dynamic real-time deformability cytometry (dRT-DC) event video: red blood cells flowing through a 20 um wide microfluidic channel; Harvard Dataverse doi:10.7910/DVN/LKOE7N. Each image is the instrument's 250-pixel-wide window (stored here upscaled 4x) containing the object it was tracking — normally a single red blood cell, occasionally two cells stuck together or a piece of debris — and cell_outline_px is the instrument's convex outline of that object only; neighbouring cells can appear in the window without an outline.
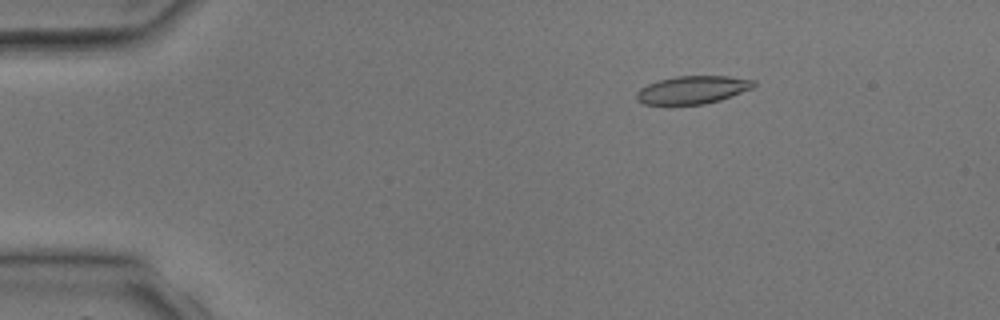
{"species": "common noctule bat (a hibernating species)", "species_latin": "Nyctalus noctula", "temperature_condition": "room temperature", "stored_images_in_passage": 3, "camera_frame_rate_fps": 3000, "um_per_image_px": 0.085, "animal": {"sex": "male", "body_mass_g": 17.9, "forearm_length_mm": 54.2}, "frame": {"image": 1, "passage_image": 2, "time_ms": 1.333, "image_size_px": [1000, 320], "cell_outline_px": [[756, 84], [752, 88], [720, 100], [704, 104], [664, 108], [644, 104], [636, 100], [636, 92], [640, 88], [648, 84], [660, 80], [676, 76], [728, 76], [756, 80]], "centroid_in_image_um": [58.79, 7.69], "position_along_channel_um": 26.2, "area_um2": 19.83}}
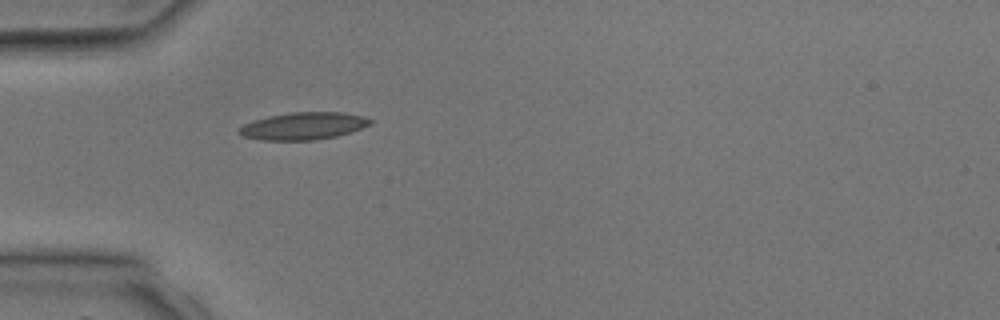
{"frame": {"image": 2, "passage_image": 3, "time_ms": 3.333, "image_size_px": [1000, 320], "cell_outline_px": [[372, 124], [352, 132], [336, 136], [312, 140], [260, 140], [244, 136], [236, 132], [244, 124], [252, 120], [268, 116], [292, 112], [344, 112], [364, 116], [372, 120]], "centroid_in_image_um": [25.8, 10.7], "position_along_channel_um": 59.2, "area_um2": 20.98}}